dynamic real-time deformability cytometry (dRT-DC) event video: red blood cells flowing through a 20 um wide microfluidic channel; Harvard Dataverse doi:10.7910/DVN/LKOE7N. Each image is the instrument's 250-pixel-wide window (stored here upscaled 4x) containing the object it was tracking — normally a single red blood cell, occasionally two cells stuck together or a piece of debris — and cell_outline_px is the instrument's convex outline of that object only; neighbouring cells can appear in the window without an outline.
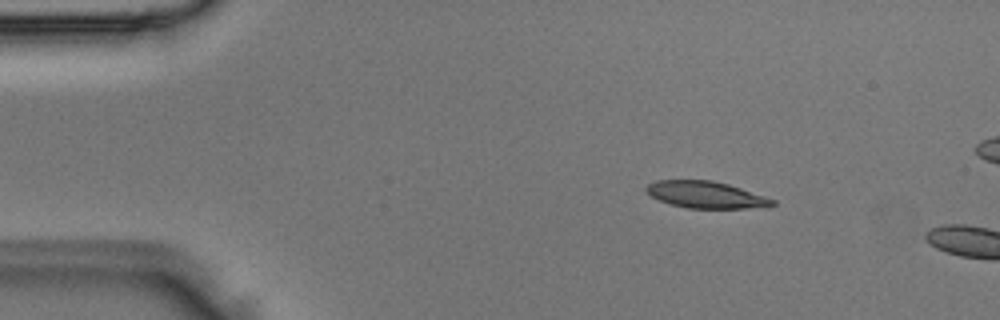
{"species": "Egyptian fruit bat (a non-hibernating species)", "species_latin": "Rousettus aegyptiacus", "temperature_condition": "room temperature", "stored_images_in_passage": 2, "camera_frame_rate_fps": 3000, "um_per_image_px": 0.085, "animal": {"sex": "male"}, "frame": {"image": 1, "passage_image": 1, "time_ms": 0.0, "image_size_px": [1000, 320], "cell_outline_px": [[776, 204], [744, 208], [688, 208], [672, 204], [660, 200], [652, 196], [644, 188], [648, 184], [656, 180], [712, 180], [728, 184], [776, 200]], "centroid_in_image_um": [59.96, 16.54], "position_along_channel_um": 25.0, "area_um2": 19.31}}